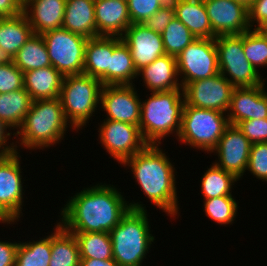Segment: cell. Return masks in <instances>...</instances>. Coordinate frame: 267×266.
Wrapping results in <instances>:
<instances>
[{"instance_id":"6da1fadb","label":"cell","mask_w":267,"mask_h":266,"mask_svg":"<svg viewBox=\"0 0 267 266\" xmlns=\"http://www.w3.org/2000/svg\"><path fill=\"white\" fill-rule=\"evenodd\" d=\"M118 190L121 189L106 183L78 190L60 209L58 223L70 233H109L130 209L147 210L141 201H126Z\"/></svg>"},{"instance_id":"7a4b0ae2","label":"cell","mask_w":267,"mask_h":266,"mask_svg":"<svg viewBox=\"0 0 267 266\" xmlns=\"http://www.w3.org/2000/svg\"><path fill=\"white\" fill-rule=\"evenodd\" d=\"M123 167L131 168L133 178L139 185L141 191L147 196L151 204H154L166 216L178 215V197L175 165L160 145L148 144L143 150L127 159Z\"/></svg>"},{"instance_id":"3957f363","label":"cell","mask_w":267,"mask_h":266,"mask_svg":"<svg viewBox=\"0 0 267 266\" xmlns=\"http://www.w3.org/2000/svg\"><path fill=\"white\" fill-rule=\"evenodd\" d=\"M68 127L75 130L64 115L59 97L32 101L21 127L13 137L18 139L15 142L16 151L18 147L28 150L49 149L64 140Z\"/></svg>"},{"instance_id":"277c9868","label":"cell","mask_w":267,"mask_h":266,"mask_svg":"<svg viewBox=\"0 0 267 266\" xmlns=\"http://www.w3.org/2000/svg\"><path fill=\"white\" fill-rule=\"evenodd\" d=\"M141 101L139 128L148 144L161 145L171 134L178 136L185 98L183 89L151 92Z\"/></svg>"},{"instance_id":"5b68a950","label":"cell","mask_w":267,"mask_h":266,"mask_svg":"<svg viewBox=\"0 0 267 266\" xmlns=\"http://www.w3.org/2000/svg\"><path fill=\"white\" fill-rule=\"evenodd\" d=\"M147 210H129L109 234L113 259L120 266H142L155 236L151 234Z\"/></svg>"},{"instance_id":"8992f818","label":"cell","mask_w":267,"mask_h":266,"mask_svg":"<svg viewBox=\"0 0 267 266\" xmlns=\"http://www.w3.org/2000/svg\"><path fill=\"white\" fill-rule=\"evenodd\" d=\"M102 87V82L95 77L84 74L64 76L59 99L67 121L76 132L83 130L82 127L95 116Z\"/></svg>"},{"instance_id":"52a82bcc","label":"cell","mask_w":267,"mask_h":266,"mask_svg":"<svg viewBox=\"0 0 267 266\" xmlns=\"http://www.w3.org/2000/svg\"><path fill=\"white\" fill-rule=\"evenodd\" d=\"M229 125L226 113L189 106L183 107L181 128L176 139L190 148L212 153Z\"/></svg>"},{"instance_id":"ba28073f","label":"cell","mask_w":267,"mask_h":266,"mask_svg":"<svg viewBox=\"0 0 267 266\" xmlns=\"http://www.w3.org/2000/svg\"><path fill=\"white\" fill-rule=\"evenodd\" d=\"M214 40L220 73L234 87H253L266 82V79L245 57L243 33L220 35Z\"/></svg>"},{"instance_id":"9c48e42d","label":"cell","mask_w":267,"mask_h":266,"mask_svg":"<svg viewBox=\"0 0 267 266\" xmlns=\"http://www.w3.org/2000/svg\"><path fill=\"white\" fill-rule=\"evenodd\" d=\"M53 66L63 76L83 74L87 38L60 28L41 34Z\"/></svg>"},{"instance_id":"30bf717a","label":"cell","mask_w":267,"mask_h":266,"mask_svg":"<svg viewBox=\"0 0 267 266\" xmlns=\"http://www.w3.org/2000/svg\"><path fill=\"white\" fill-rule=\"evenodd\" d=\"M176 64L182 88L220 73L215 40L197 38L176 57Z\"/></svg>"},{"instance_id":"8fae6325","label":"cell","mask_w":267,"mask_h":266,"mask_svg":"<svg viewBox=\"0 0 267 266\" xmlns=\"http://www.w3.org/2000/svg\"><path fill=\"white\" fill-rule=\"evenodd\" d=\"M20 158L18 151L0 157V217L6 223L15 224L23 215L25 190Z\"/></svg>"},{"instance_id":"7c38bea8","label":"cell","mask_w":267,"mask_h":266,"mask_svg":"<svg viewBox=\"0 0 267 266\" xmlns=\"http://www.w3.org/2000/svg\"><path fill=\"white\" fill-rule=\"evenodd\" d=\"M99 124L98 139L101 146L120 165L148 145L139 126L107 119Z\"/></svg>"},{"instance_id":"4fadbf2b","label":"cell","mask_w":267,"mask_h":266,"mask_svg":"<svg viewBox=\"0 0 267 266\" xmlns=\"http://www.w3.org/2000/svg\"><path fill=\"white\" fill-rule=\"evenodd\" d=\"M234 86L218 73L207 79L193 81L183 88L185 103L203 109L227 113Z\"/></svg>"},{"instance_id":"5bb4252c","label":"cell","mask_w":267,"mask_h":266,"mask_svg":"<svg viewBox=\"0 0 267 266\" xmlns=\"http://www.w3.org/2000/svg\"><path fill=\"white\" fill-rule=\"evenodd\" d=\"M137 92L135 84L103 85L99 107L107 113L105 119L139 126L142 99Z\"/></svg>"},{"instance_id":"9a60e30c","label":"cell","mask_w":267,"mask_h":266,"mask_svg":"<svg viewBox=\"0 0 267 266\" xmlns=\"http://www.w3.org/2000/svg\"><path fill=\"white\" fill-rule=\"evenodd\" d=\"M251 145L237 125L229 124L212 151L218 156L214 164L241 180L247 169Z\"/></svg>"},{"instance_id":"2e32d148","label":"cell","mask_w":267,"mask_h":266,"mask_svg":"<svg viewBox=\"0 0 267 266\" xmlns=\"http://www.w3.org/2000/svg\"><path fill=\"white\" fill-rule=\"evenodd\" d=\"M215 36L250 30L248 7L236 0H203Z\"/></svg>"},{"instance_id":"e0dca14e","label":"cell","mask_w":267,"mask_h":266,"mask_svg":"<svg viewBox=\"0 0 267 266\" xmlns=\"http://www.w3.org/2000/svg\"><path fill=\"white\" fill-rule=\"evenodd\" d=\"M265 83L253 87H234L227 111L229 124L267 118V88Z\"/></svg>"},{"instance_id":"ac0fdd59","label":"cell","mask_w":267,"mask_h":266,"mask_svg":"<svg viewBox=\"0 0 267 266\" xmlns=\"http://www.w3.org/2000/svg\"><path fill=\"white\" fill-rule=\"evenodd\" d=\"M121 39L130 48L137 71L166 54L161 34L141 23L131 24Z\"/></svg>"},{"instance_id":"d6986e66","label":"cell","mask_w":267,"mask_h":266,"mask_svg":"<svg viewBox=\"0 0 267 266\" xmlns=\"http://www.w3.org/2000/svg\"><path fill=\"white\" fill-rule=\"evenodd\" d=\"M66 0H26L23 13L34 34L62 28Z\"/></svg>"},{"instance_id":"ffe728a7","label":"cell","mask_w":267,"mask_h":266,"mask_svg":"<svg viewBox=\"0 0 267 266\" xmlns=\"http://www.w3.org/2000/svg\"><path fill=\"white\" fill-rule=\"evenodd\" d=\"M98 36L121 37L132 24L126 0H95Z\"/></svg>"},{"instance_id":"44dd1931","label":"cell","mask_w":267,"mask_h":266,"mask_svg":"<svg viewBox=\"0 0 267 266\" xmlns=\"http://www.w3.org/2000/svg\"><path fill=\"white\" fill-rule=\"evenodd\" d=\"M143 85L150 92L183 89L179 81L176 57L164 54L138 71Z\"/></svg>"},{"instance_id":"7402d4cb","label":"cell","mask_w":267,"mask_h":266,"mask_svg":"<svg viewBox=\"0 0 267 266\" xmlns=\"http://www.w3.org/2000/svg\"><path fill=\"white\" fill-rule=\"evenodd\" d=\"M113 54V36L89 38L85 47L83 74L98 78L110 85V56Z\"/></svg>"},{"instance_id":"603a6c76","label":"cell","mask_w":267,"mask_h":266,"mask_svg":"<svg viewBox=\"0 0 267 266\" xmlns=\"http://www.w3.org/2000/svg\"><path fill=\"white\" fill-rule=\"evenodd\" d=\"M95 0H66L62 28L85 38L98 37Z\"/></svg>"},{"instance_id":"cb8c5ba5","label":"cell","mask_w":267,"mask_h":266,"mask_svg":"<svg viewBox=\"0 0 267 266\" xmlns=\"http://www.w3.org/2000/svg\"><path fill=\"white\" fill-rule=\"evenodd\" d=\"M171 2L175 17L190 30L196 39L216 38L203 0H171Z\"/></svg>"},{"instance_id":"d4e9b609","label":"cell","mask_w":267,"mask_h":266,"mask_svg":"<svg viewBox=\"0 0 267 266\" xmlns=\"http://www.w3.org/2000/svg\"><path fill=\"white\" fill-rule=\"evenodd\" d=\"M64 76L53 66H47L24 73V89L32 101L55 99L60 96Z\"/></svg>"},{"instance_id":"484cf974","label":"cell","mask_w":267,"mask_h":266,"mask_svg":"<svg viewBox=\"0 0 267 266\" xmlns=\"http://www.w3.org/2000/svg\"><path fill=\"white\" fill-rule=\"evenodd\" d=\"M33 34L34 31L24 13L0 18V51L7 59H12Z\"/></svg>"},{"instance_id":"4316f807","label":"cell","mask_w":267,"mask_h":266,"mask_svg":"<svg viewBox=\"0 0 267 266\" xmlns=\"http://www.w3.org/2000/svg\"><path fill=\"white\" fill-rule=\"evenodd\" d=\"M51 232V260L49 266H80L81 258L78 242L73 233L59 223Z\"/></svg>"},{"instance_id":"83f0119b","label":"cell","mask_w":267,"mask_h":266,"mask_svg":"<svg viewBox=\"0 0 267 266\" xmlns=\"http://www.w3.org/2000/svg\"><path fill=\"white\" fill-rule=\"evenodd\" d=\"M130 48L121 37L113 36V54L110 56V85H131L137 79Z\"/></svg>"},{"instance_id":"f1b7e54d","label":"cell","mask_w":267,"mask_h":266,"mask_svg":"<svg viewBox=\"0 0 267 266\" xmlns=\"http://www.w3.org/2000/svg\"><path fill=\"white\" fill-rule=\"evenodd\" d=\"M31 103L30 94L24 88L0 94V121L17 132L30 109Z\"/></svg>"},{"instance_id":"f546056e","label":"cell","mask_w":267,"mask_h":266,"mask_svg":"<svg viewBox=\"0 0 267 266\" xmlns=\"http://www.w3.org/2000/svg\"><path fill=\"white\" fill-rule=\"evenodd\" d=\"M11 61L23 73L51 66L48 50L41 34H33Z\"/></svg>"},{"instance_id":"4dcf8cb0","label":"cell","mask_w":267,"mask_h":266,"mask_svg":"<svg viewBox=\"0 0 267 266\" xmlns=\"http://www.w3.org/2000/svg\"><path fill=\"white\" fill-rule=\"evenodd\" d=\"M207 169L200 178V192L204 197L203 200L220 196H233V185L235 186V183L240 179L234 174L217 167L214 163L209 168L207 166Z\"/></svg>"},{"instance_id":"1f68e13d","label":"cell","mask_w":267,"mask_h":266,"mask_svg":"<svg viewBox=\"0 0 267 266\" xmlns=\"http://www.w3.org/2000/svg\"><path fill=\"white\" fill-rule=\"evenodd\" d=\"M50 258L51 233L37 241H19L15 266H49Z\"/></svg>"},{"instance_id":"d6a6232c","label":"cell","mask_w":267,"mask_h":266,"mask_svg":"<svg viewBox=\"0 0 267 266\" xmlns=\"http://www.w3.org/2000/svg\"><path fill=\"white\" fill-rule=\"evenodd\" d=\"M79 247L80 258H113L112 240L108 232L73 233Z\"/></svg>"},{"instance_id":"836d02e7","label":"cell","mask_w":267,"mask_h":266,"mask_svg":"<svg viewBox=\"0 0 267 266\" xmlns=\"http://www.w3.org/2000/svg\"><path fill=\"white\" fill-rule=\"evenodd\" d=\"M161 36L165 53L174 57L196 40L190 30L176 17L168 24Z\"/></svg>"},{"instance_id":"e575fe53","label":"cell","mask_w":267,"mask_h":266,"mask_svg":"<svg viewBox=\"0 0 267 266\" xmlns=\"http://www.w3.org/2000/svg\"><path fill=\"white\" fill-rule=\"evenodd\" d=\"M204 213L220 226L231 225L236 219L238 202L234 196H220L203 201Z\"/></svg>"},{"instance_id":"d590c367","label":"cell","mask_w":267,"mask_h":266,"mask_svg":"<svg viewBox=\"0 0 267 266\" xmlns=\"http://www.w3.org/2000/svg\"><path fill=\"white\" fill-rule=\"evenodd\" d=\"M243 50L245 57L257 71L261 66L267 67V38L258 29L243 33Z\"/></svg>"},{"instance_id":"8d00e7d4","label":"cell","mask_w":267,"mask_h":266,"mask_svg":"<svg viewBox=\"0 0 267 266\" xmlns=\"http://www.w3.org/2000/svg\"><path fill=\"white\" fill-rule=\"evenodd\" d=\"M24 88V73L8 59L0 65V94Z\"/></svg>"},{"instance_id":"74e56055","label":"cell","mask_w":267,"mask_h":266,"mask_svg":"<svg viewBox=\"0 0 267 266\" xmlns=\"http://www.w3.org/2000/svg\"><path fill=\"white\" fill-rule=\"evenodd\" d=\"M132 24H139L155 14L169 0H126Z\"/></svg>"},{"instance_id":"f35d334b","label":"cell","mask_w":267,"mask_h":266,"mask_svg":"<svg viewBox=\"0 0 267 266\" xmlns=\"http://www.w3.org/2000/svg\"><path fill=\"white\" fill-rule=\"evenodd\" d=\"M247 170L258 180L267 182V142L251 145Z\"/></svg>"},{"instance_id":"ab89813d","label":"cell","mask_w":267,"mask_h":266,"mask_svg":"<svg viewBox=\"0 0 267 266\" xmlns=\"http://www.w3.org/2000/svg\"><path fill=\"white\" fill-rule=\"evenodd\" d=\"M237 127L252 144L267 142V118L241 121Z\"/></svg>"},{"instance_id":"60d3db41","label":"cell","mask_w":267,"mask_h":266,"mask_svg":"<svg viewBox=\"0 0 267 266\" xmlns=\"http://www.w3.org/2000/svg\"><path fill=\"white\" fill-rule=\"evenodd\" d=\"M175 18V10L171 1L161 7L155 14L148 17L143 24L145 27L162 34L168 24Z\"/></svg>"},{"instance_id":"b9f144b4","label":"cell","mask_w":267,"mask_h":266,"mask_svg":"<svg viewBox=\"0 0 267 266\" xmlns=\"http://www.w3.org/2000/svg\"><path fill=\"white\" fill-rule=\"evenodd\" d=\"M248 22L251 29H259L267 23V0H253L251 2L248 7Z\"/></svg>"},{"instance_id":"7bdbcfd3","label":"cell","mask_w":267,"mask_h":266,"mask_svg":"<svg viewBox=\"0 0 267 266\" xmlns=\"http://www.w3.org/2000/svg\"><path fill=\"white\" fill-rule=\"evenodd\" d=\"M19 241H0V266H15Z\"/></svg>"},{"instance_id":"ee69618b","label":"cell","mask_w":267,"mask_h":266,"mask_svg":"<svg viewBox=\"0 0 267 266\" xmlns=\"http://www.w3.org/2000/svg\"><path fill=\"white\" fill-rule=\"evenodd\" d=\"M23 4L22 0H0V18L21 15Z\"/></svg>"},{"instance_id":"f6af8a7d","label":"cell","mask_w":267,"mask_h":266,"mask_svg":"<svg viewBox=\"0 0 267 266\" xmlns=\"http://www.w3.org/2000/svg\"><path fill=\"white\" fill-rule=\"evenodd\" d=\"M11 131V128H9L4 122L0 121V151L3 154H9L16 151V144L14 141L9 144V139L11 135L15 136V132H9ZM8 141V142H7ZM8 143V144H7Z\"/></svg>"},{"instance_id":"bcb514c9","label":"cell","mask_w":267,"mask_h":266,"mask_svg":"<svg viewBox=\"0 0 267 266\" xmlns=\"http://www.w3.org/2000/svg\"><path fill=\"white\" fill-rule=\"evenodd\" d=\"M80 266H120V265L113 258L106 260L81 258Z\"/></svg>"},{"instance_id":"7dc6e473","label":"cell","mask_w":267,"mask_h":266,"mask_svg":"<svg viewBox=\"0 0 267 266\" xmlns=\"http://www.w3.org/2000/svg\"><path fill=\"white\" fill-rule=\"evenodd\" d=\"M267 38V23L258 29Z\"/></svg>"},{"instance_id":"c3c4849f","label":"cell","mask_w":267,"mask_h":266,"mask_svg":"<svg viewBox=\"0 0 267 266\" xmlns=\"http://www.w3.org/2000/svg\"><path fill=\"white\" fill-rule=\"evenodd\" d=\"M236 1L242 3L243 5H245L247 7H249L253 0H236Z\"/></svg>"},{"instance_id":"681fc988","label":"cell","mask_w":267,"mask_h":266,"mask_svg":"<svg viewBox=\"0 0 267 266\" xmlns=\"http://www.w3.org/2000/svg\"><path fill=\"white\" fill-rule=\"evenodd\" d=\"M7 60L8 59L5 57V55L0 51V65Z\"/></svg>"},{"instance_id":"f907efd6","label":"cell","mask_w":267,"mask_h":266,"mask_svg":"<svg viewBox=\"0 0 267 266\" xmlns=\"http://www.w3.org/2000/svg\"><path fill=\"white\" fill-rule=\"evenodd\" d=\"M0 223H3V224L5 223V224H8V225L9 224H13V223H6L1 217H0Z\"/></svg>"}]
</instances>
